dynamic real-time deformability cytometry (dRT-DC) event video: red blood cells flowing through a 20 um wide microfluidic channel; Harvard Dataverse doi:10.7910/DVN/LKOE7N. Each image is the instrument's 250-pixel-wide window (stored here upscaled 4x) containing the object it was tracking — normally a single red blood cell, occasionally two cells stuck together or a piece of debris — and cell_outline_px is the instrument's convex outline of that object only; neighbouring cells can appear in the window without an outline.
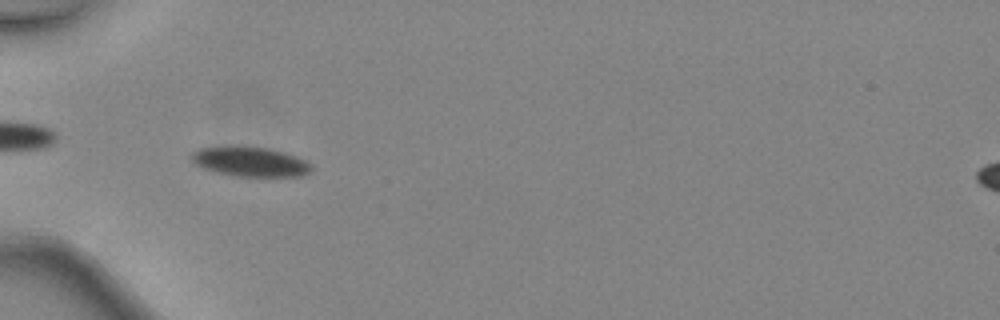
{"species": "common noctule bat (a hibernating species)", "species_latin": "Nyctalus noctula", "temperature_condition": "warm", "stored_images_in_passage": 27, "camera_frame_rate_fps": 3000, "um_per_image_px": 0.085, "animal": {"sex": "female", "body_mass_g": 24.6, "forearm_length_mm": 56.2}, "frame": {"image": 1, "passage_image": 2, "time_ms": 0.333, "image_size_px": [1000, 320], "cell_outline_px": [[312, 168], [308, 172], [300, 176], [232, 176], [216, 172], [204, 168], [196, 164], [192, 160], [192, 152], [200, 148], [224, 144], [268, 148], [284, 152], [304, 160]], "centroid_in_image_um": [21.19, 13.71], "position_along_channel_um": 63.8, "area_um2": 20.81}}
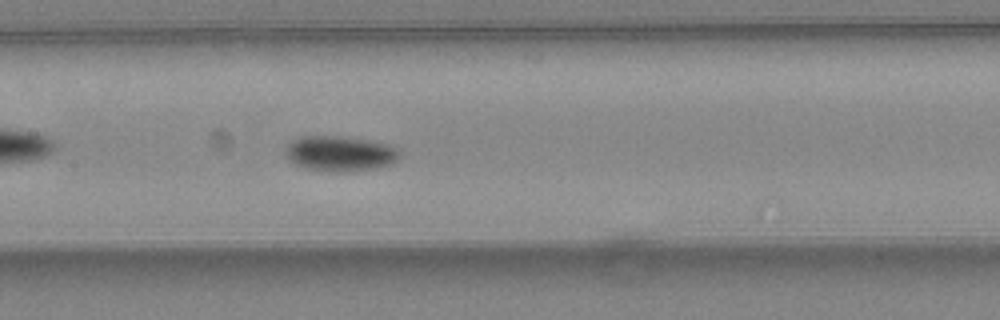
{"frame": {"image": 2, "passage_image": 10, "time_ms": 3.0, "image_size_px": [1000, 320], "cell_outline_px": [[400, 156], [392, 164], [376, 168], [348, 172], [328, 172], [304, 168], [296, 164], [284, 152], [288, 144], [292, 140], [300, 136], [336, 136], [368, 140], [388, 144], [396, 148], [400, 152]], "centroid_in_image_um": [28.91, 13.06], "position_along_channel_um": 178.5, "area_um2": 23.52}}
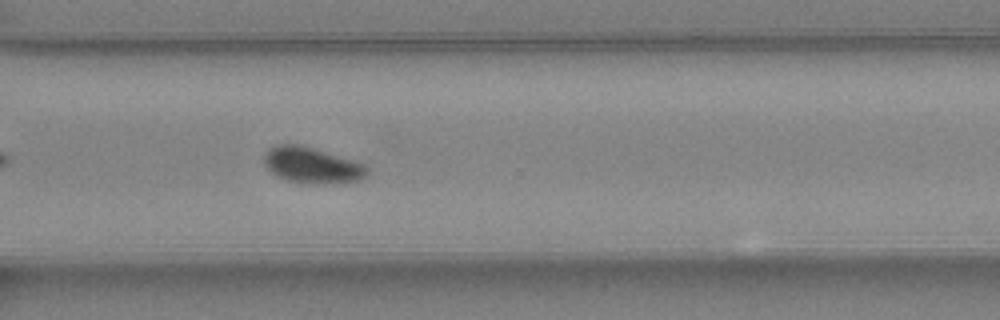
{"frame": {"image": 3, "passage_image": 21, "time_ms": 6.667, "image_size_px": [1000, 320], "cell_outline_px": [[368, 176], [360, 180], [336, 184], [304, 184], [288, 180], [276, 176], [264, 164], [264, 156], [268, 148], [276, 144], [300, 144], [352, 160], [364, 164], [368, 168]], "centroid_in_image_um": [26.53, 14.06], "position_along_channel_um": 344.1, "area_um2": 21.85}, "authors_computed_cell_mechanics": {"area_um2": 21.964, "velocity_mm_per_s": 4.5243, "shape_relaxation_time_tau1_ms": 2.7615, "shape_relaxation_time_tau2_ms": null, "deformation_change_tau1": 0.105, "deformation_change_tau2": null}}